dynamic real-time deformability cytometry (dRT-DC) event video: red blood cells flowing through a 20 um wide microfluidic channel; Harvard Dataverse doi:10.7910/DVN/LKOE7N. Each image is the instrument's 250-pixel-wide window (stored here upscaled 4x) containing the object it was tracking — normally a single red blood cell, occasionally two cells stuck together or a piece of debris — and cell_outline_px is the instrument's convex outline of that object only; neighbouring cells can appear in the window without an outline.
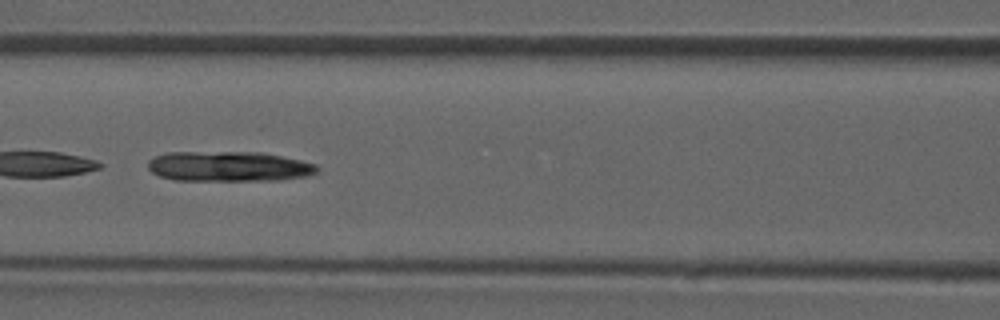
{"species": "common noctule bat (a hibernating species)", "species_latin": "Nyctalus noctula", "temperature_condition": "room temperature", "stored_images_in_passage": 40, "camera_frame_rate_fps": 3000, "um_per_image_px": 0.085, "animal": {"sex": "male", "forearm_length_mm": 52.5}, "frame": {"image": 1, "passage_image": 12, "time_ms": 3.667, "image_size_px": [1000, 320], "cell_outline_px": [[320, 168], [316, 172], [308, 176], [276, 180], [176, 180], [160, 176], [152, 172], [148, 168], [148, 160], [156, 156], [168, 152], [260, 152], [300, 160], [316, 164]], "centroid_in_image_um": [19.45, 14.14], "position_along_channel_um": 147.1, "area_um2": 29.59}}